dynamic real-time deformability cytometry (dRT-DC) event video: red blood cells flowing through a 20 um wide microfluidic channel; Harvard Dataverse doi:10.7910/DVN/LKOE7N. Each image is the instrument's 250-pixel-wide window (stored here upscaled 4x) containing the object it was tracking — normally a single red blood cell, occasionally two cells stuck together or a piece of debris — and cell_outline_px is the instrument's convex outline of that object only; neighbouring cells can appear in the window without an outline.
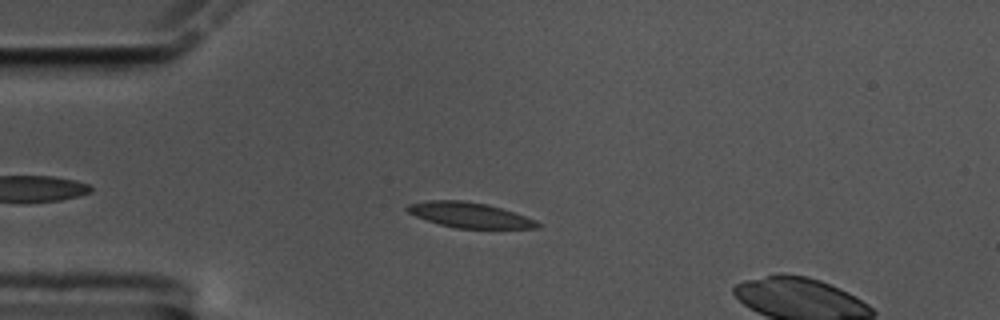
{"species": "common noctule bat (a hibernating species)", "species_latin": "Nyctalus noctula", "temperature_condition": "cold", "stored_images_in_passage": 12, "camera_frame_rate_fps": 3000, "um_per_image_px": 0.085, "animal": {"sex": "male", "body_mass_g": 17.5, "forearm_length_mm": 52.3}, "frame": {"image": 1, "passage_image": 9, "time_ms": 2.667, "image_size_px": [1000, 320], "cell_outline_px": [[540, 228], [456, 228], [440, 224], [416, 216], [408, 212], [404, 208], [408, 204], [428, 200], [460, 200], [488, 204], [536, 220], [540, 224]], "centroid_in_image_um": [39.89, 18.27], "position_along_channel_um": 45.1, "area_um2": 18.9}}